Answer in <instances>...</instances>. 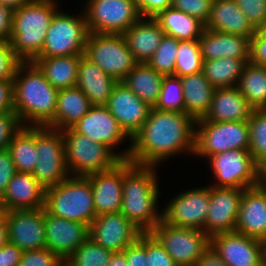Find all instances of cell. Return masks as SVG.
I'll return each instance as SVG.
<instances>
[{"label":"cell","mask_w":266,"mask_h":266,"mask_svg":"<svg viewBox=\"0 0 266 266\" xmlns=\"http://www.w3.org/2000/svg\"><path fill=\"white\" fill-rule=\"evenodd\" d=\"M143 232L121 212L97 215L89 226V238L112 252H123Z\"/></svg>","instance_id":"cell-17"},{"label":"cell","mask_w":266,"mask_h":266,"mask_svg":"<svg viewBox=\"0 0 266 266\" xmlns=\"http://www.w3.org/2000/svg\"><path fill=\"white\" fill-rule=\"evenodd\" d=\"M261 172H266V162L261 166Z\"/></svg>","instance_id":"cell-61"},{"label":"cell","mask_w":266,"mask_h":266,"mask_svg":"<svg viewBox=\"0 0 266 266\" xmlns=\"http://www.w3.org/2000/svg\"><path fill=\"white\" fill-rule=\"evenodd\" d=\"M46 189L32 173L16 172L0 198L1 211L45 207Z\"/></svg>","instance_id":"cell-24"},{"label":"cell","mask_w":266,"mask_h":266,"mask_svg":"<svg viewBox=\"0 0 266 266\" xmlns=\"http://www.w3.org/2000/svg\"><path fill=\"white\" fill-rule=\"evenodd\" d=\"M108 266H128L125 254L123 252L113 253Z\"/></svg>","instance_id":"cell-58"},{"label":"cell","mask_w":266,"mask_h":266,"mask_svg":"<svg viewBox=\"0 0 266 266\" xmlns=\"http://www.w3.org/2000/svg\"><path fill=\"white\" fill-rule=\"evenodd\" d=\"M71 129L89 137L93 142L106 145L113 152L114 148L131 138L120 127L106 106H92L90 110Z\"/></svg>","instance_id":"cell-21"},{"label":"cell","mask_w":266,"mask_h":266,"mask_svg":"<svg viewBox=\"0 0 266 266\" xmlns=\"http://www.w3.org/2000/svg\"><path fill=\"white\" fill-rule=\"evenodd\" d=\"M246 63L231 57L207 60L203 61L202 72L215 89L234 87Z\"/></svg>","instance_id":"cell-36"},{"label":"cell","mask_w":266,"mask_h":266,"mask_svg":"<svg viewBox=\"0 0 266 266\" xmlns=\"http://www.w3.org/2000/svg\"><path fill=\"white\" fill-rule=\"evenodd\" d=\"M157 166L133 164L123 176L121 213L143 233L150 232L161 220L158 211L159 182Z\"/></svg>","instance_id":"cell-3"},{"label":"cell","mask_w":266,"mask_h":266,"mask_svg":"<svg viewBox=\"0 0 266 266\" xmlns=\"http://www.w3.org/2000/svg\"><path fill=\"white\" fill-rule=\"evenodd\" d=\"M84 56L118 82L138 64L123 34L90 33Z\"/></svg>","instance_id":"cell-10"},{"label":"cell","mask_w":266,"mask_h":266,"mask_svg":"<svg viewBox=\"0 0 266 266\" xmlns=\"http://www.w3.org/2000/svg\"><path fill=\"white\" fill-rule=\"evenodd\" d=\"M70 15L56 11L46 32L43 48L37 57L84 55L90 34L84 12Z\"/></svg>","instance_id":"cell-8"},{"label":"cell","mask_w":266,"mask_h":266,"mask_svg":"<svg viewBox=\"0 0 266 266\" xmlns=\"http://www.w3.org/2000/svg\"><path fill=\"white\" fill-rule=\"evenodd\" d=\"M134 163L121 160L111 170L88 175L96 215L120 212L123 197V176Z\"/></svg>","instance_id":"cell-19"},{"label":"cell","mask_w":266,"mask_h":266,"mask_svg":"<svg viewBox=\"0 0 266 266\" xmlns=\"http://www.w3.org/2000/svg\"><path fill=\"white\" fill-rule=\"evenodd\" d=\"M210 246L228 266H266V243L236 231L212 236Z\"/></svg>","instance_id":"cell-15"},{"label":"cell","mask_w":266,"mask_h":266,"mask_svg":"<svg viewBox=\"0 0 266 266\" xmlns=\"http://www.w3.org/2000/svg\"><path fill=\"white\" fill-rule=\"evenodd\" d=\"M118 81L106 74L98 65L84 55L78 67V87L92 106H105Z\"/></svg>","instance_id":"cell-28"},{"label":"cell","mask_w":266,"mask_h":266,"mask_svg":"<svg viewBox=\"0 0 266 266\" xmlns=\"http://www.w3.org/2000/svg\"><path fill=\"white\" fill-rule=\"evenodd\" d=\"M164 35L153 17H141L123 33L128 48L138 63H147L152 58Z\"/></svg>","instance_id":"cell-27"},{"label":"cell","mask_w":266,"mask_h":266,"mask_svg":"<svg viewBox=\"0 0 266 266\" xmlns=\"http://www.w3.org/2000/svg\"><path fill=\"white\" fill-rule=\"evenodd\" d=\"M261 184L266 188V172H261Z\"/></svg>","instance_id":"cell-60"},{"label":"cell","mask_w":266,"mask_h":266,"mask_svg":"<svg viewBox=\"0 0 266 266\" xmlns=\"http://www.w3.org/2000/svg\"><path fill=\"white\" fill-rule=\"evenodd\" d=\"M142 17H155L171 7V0H134Z\"/></svg>","instance_id":"cell-52"},{"label":"cell","mask_w":266,"mask_h":266,"mask_svg":"<svg viewBox=\"0 0 266 266\" xmlns=\"http://www.w3.org/2000/svg\"><path fill=\"white\" fill-rule=\"evenodd\" d=\"M249 151L254 160L262 166L266 162V112L253 110L249 120Z\"/></svg>","instance_id":"cell-41"},{"label":"cell","mask_w":266,"mask_h":266,"mask_svg":"<svg viewBox=\"0 0 266 266\" xmlns=\"http://www.w3.org/2000/svg\"><path fill=\"white\" fill-rule=\"evenodd\" d=\"M179 40L164 35L160 45L147 64L164 76L174 75Z\"/></svg>","instance_id":"cell-42"},{"label":"cell","mask_w":266,"mask_h":266,"mask_svg":"<svg viewBox=\"0 0 266 266\" xmlns=\"http://www.w3.org/2000/svg\"><path fill=\"white\" fill-rule=\"evenodd\" d=\"M8 242L7 222L4 212H0V248Z\"/></svg>","instance_id":"cell-57"},{"label":"cell","mask_w":266,"mask_h":266,"mask_svg":"<svg viewBox=\"0 0 266 266\" xmlns=\"http://www.w3.org/2000/svg\"><path fill=\"white\" fill-rule=\"evenodd\" d=\"M16 172L32 173L38 161L36 127L21 126L8 145Z\"/></svg>","instance_id":"cell-35"},{"label":"cell","mask_w":266,"mask_h":266,"mask_svg":"<svg viewBox=\"0 0 266 266\" xmlns=\"http://www.w3.org/2000/svg\"><path fill=\"white\" fill-rule=\"evenodd\" d=\"M65 144V161L73 176H88L111 170L121 160H128L131 144L121 152H113L106 145L93 142L89 137L71 128L61 131Z\"/></svg>","instance_id":"cell-5"},{"label":"cell","mask_w":266,"mask_h":266,"mask_svg":"<svg viewBox=\"0 0 266 266\" xmlns=\"http://www.w3.org/2000/svg\"><path fill=\"white\" fill-rule=\"evenodd\" d=\"M214 0H171V7L206 22L210 18Z\"/></svg>","instance_id":"cell-45"},{"label":"cell","mask_w":266,"mask_h":266,"mask_svg":"<svg viewBox=\"0 0 266 266\" xmlns=\"http://www.w3.org/2000/svg\"><path fill=\"white\" fill-rule=\"evenodd\" d=\"M210 206V185L180 192L162 209V219L172 226L205 232Z\"/></svg>","instance_id":"cell-14"},{"label":"cell","mask_w":266,"mask_h":266,"mask_svg":"<svg viewBox=\"0 0 266 266\" xmlns=\"http://www.w3.org/2000/svg\"><path fill=\"white\" fill-rule=\"evenodd\" d=\"M195 266H228L210 246L196 261Z\"/></svg>","instance_id":"cell-56"},{"label":"cell","mask_w":266,"mask_h":266,"mask_svg":"<svg viewBox=\"0 0 266 266\" xmlns=\"http://www.w3.org/2000/svg\"><path fill=\"white\" fill-rule=\"evenodd\" d=\"M253 110L237 86L220 88L214 90L208 112L196 121H248Z\"/></svg>","instance_id":"cell-26"},{"label":"cell","mask_w":266,"mask_h":266,"mask_svg":"<svg viewBox=\"0 0 266 266\" xmlns=\"http://www.w3.org/2000/svg\"><path fill=\"white\" fill-rule=\"evenodd\" d=\"M146 256V266H177L150 232H146Z\"/></svg>","instance_id":"cell-46"},{"label":"cell","mask_w":266,"mask_h":266,"mask_svg":"<svg viewBox=\"0 0 266 266\" xmlns=\"http://www.w3.org/2000/svg\"><path fill=\"white\" fill-rule=\"evenodd\" d=\"M195 127L196 120L186 113L151 108L143 127L131 139L128 160L158 166L182 153L193 155Z\"/></svg>","instance_id":"cell-1"},{"label":"cell","mask_w":266,"mask_h":266,"mask_svg":"<svg viewBox=\"0 0 266 266\" xmlns=\"http://www.w3.org/2000/svg\"><path fill=\"white\" fill-rule=\"evenodd\" d=\"M164 75L151 68L147 63H138L123 80L149 107L154 108L161 91Z\"/></svg>","instance_id":"cell-34"},{"label":"cell","mask_w":266,"mask_h":266,"mask_svg":"<svg viewBox=\"0 0 266 266\" xmlns=\"http://www.w3.org/2000/svg\"><path fill=\"white\" fill-rule=\"evenodd\" d=\"M250 62L266 67V26L250 38Z\"/></svg>","instance_id":"cell-49"},{"label":"cell","mask_w":266,"mask_h":266,"mask_svg":"<svg viewBox=\"0 0 266 266\" xmlns=\"http://www.w3.org/2000/svg\"><path fill=\"white\" fill-rule=\"evenodd\" d=\"M156 109L185 113L184 93L180 77L164 76Z\"/></svg>","instance_id":"cell-40"},{"label":"cell","mask_w":266,"mask_h":266,"mask_svg":"<svg viewBox=\"0 0 266 266\" xmlns=\"http://www.w3.org/2000/svg\"><path fill=\"white\" fill-rule=\"evenodd\" d=\"M113 253L88 238L64 264L65 266H108Z\"/></svg>","instance_id":"cell-39"},{"label":"cell","mask_w":266,"mask_h":266,"mask_svg":"<svg viewBox=\"0 0 266 266\" xmlns=\"http://www.w3.org/2000/svg\"><path fill=\"white\" fill-rule=\"evenodd\" d=\"M90 33L123 34L142 16L134 0H86L83 8Z\"/></svg>","instance_id":"cell-11"},{"label":"cell","mask_w":266,"mask_h":266,"mask_svg":"<svg viewBox=\"0 0 266 266\" xmlns=\"http://www.w3.org/2000/svg\"><path fill=\"white\" fill-rule=\"evenodd\" d=\"M165 35L179 41L199 40L205 30V23L199 18L169 7L153 17Z\"/></svg>","instance_id":"cell-32"},{"label":"cell","mask_w":266,"mask_h":266,"mask_svg":"<svg viewBox=\"0 0 266 266\" xmlns=\"http://www.w3.org/2000/svg\"><path fill=\"white\" fill-rule=\"evenodd\" d=\"M208 162L216 180L211 186L246 189L261 184V166L249 150L220 152L210 156Z\"/></svg>","instance_id":"cell-9"},{"label":"cell","mask_w":266,"mask_h":266,"mask_svg":"<svg viewBox=\"0 0 266 266\" xmlns=\"http://www.w3.org/2000/svg\"><path fill=\"white\" fill-rule=\"evenodd\" d=\"M255 30L266 26V0H235Z\"/></svg>","instance_id":"cell-44"},{"label":"cell","mask_w":266,"mask_h":266,"mask_svg":"<svg viewBox=\"0 0 266 266\" xmlns=\"http://www.w3.org/2000/svg\"><path fill=\"white\" fill-rule=\"evenodd\" d=\"M237 88L254 110L266 107V67L247 62Z\"/></svg>","instance_id":"cell-37"},{"label":"cell","mask_w":266,"mask_h":266,"mask_svg":"<svg viewBox=\"0 0 266 266\" xmlns=\"http://www.w3.org/2000/svg\"><path fill=\"white\" fill-rule=\"evenodd\" d=\"M38 161L32 175L45 188L57 185L70 174L65 161L62 132L50 127H36Z\"/></svg>","instance_id":"cell-13"},{"label":"cell","mask_w":266,"mask_h":266,"mask_svg":"<svg viewBox=\"0 0 266 266\" xmlns=\"http://www.w3.org/2000/svg\"><path fill=\"white\" fill-rule=\"evenodd\" d=\"M203 59L200 52L199 40L179 41L176 55L174 75L183 77L202 71Z\"/></svg>","instance_id":"cell-38"},{"label":"cell","mask_w":266,"mask_h":266,"mask_svg":"<svg viewBox=\"0 0 266 266\" xmlns=\"http://www.w3.org/2000/svg\"><path fill=\"white\" fill-rule=\"evenodd\" d=\"M8 242L22 251L46 248L45 208L3 211Z\"/></svg>","instance_id":"cell-16"},{"label":"cell","mask_w":266,"mask_h":266,"mask_svg":"<svg viewBox=\"0 0 266 266\" xmlns=\"http://www.w3.org/2000/svg\"><path fill=\"white\" fill-rule=\"evenodd\" d=\"M205 28L221 33L242 35L249 39L256 31L235 0H214Z\"/></svg>","instance_id":"cell-29"},{"label":"cell","mask_w":266,"mask_h":266,"mask_svg":"<svg viewBox=\"0 0 266 266\" xmlns=\"http://www.w3.org/2000/svg\"><path fill=\"white\" fill-rule=\"evenodd\" d=\"M248 121H196L193 156L209 158L228 150H249Z\"/></svg>","instance_id":"cell-7"},{"label":"cell","mask_w":266,"mask_h":266,"mask_svg":"<svg viewBox=\"0 0 266 266\" xmlns=\"http://www.w3.org/2000/svg\"><path fill=\"white\" fill-rule=\"evenodd\" d=\"M13 11L0 4V39L9 41L12 31Z\"/></svg>","instance_id":"cell-55"},{"label":"cell","mask_w":266,"mask_h":266,"mask_svg":"<svg viewBox=\"0 0 266 266\" xmlns=\"http://www.w3.org/2000/svg\"><path fill=\"white\" fill-rule=\"evenodd\" d=\"M177 266H195L210 247V237L196 229L172 226L163 219L150 231Z\"/></svg>","instance_id":"cell-12"},{"label":"cell","mask_w":266,"mask_h":266,"mask_svg":"<svg viewBox=\"0 0 266 266\" xmlns=\"http://www.w3.org/2000/svg\"><path fill=\"white\" fill-rule=\"evenodd\" d=\"M44 208L54 216L90 226L97 216L90 180L87 176L69 175L47 188Z\"/></svg>","instance_id":"cell-6"},{"label":"cell","mask_w":266,"mask_h":266,"mask_svg":"<svg viewBox=\"0 0 266 266\" xmlns=\"http://www.w3.org/2000/svg\"><path fill=\"white\" fill-rule=\"evenodd\" d=\"M14 112L22 126L45 127L55 117L58 91L33 62H21L15 71Z\"/></svg>","instance_id":"cell-2"},{"label":"cell","mask_w":266,"mask_h":266,"mask_svg":"<svg viewBox=\"0 0 266 266\" xmlns=\"http://www.w3.org/2000/svg\"><path fill=\"white\" fill-rule=\"evenodd\" d=\"M82 56L36 57L32 62L55 89L61 90L76 86Z\"/></svg>","instance_id":"cell-31"},{"label":"cell","mask_w":266,"mask_h":266,"mask_svg":"<svg viewBox=\"0 0 266 266\" xmlns=\"http://www.w3.org/2000/svg\"><path fill=\"white\" fill-rule=\"evenodd\" d=\"M199 46L203 61L231 57L250 62V39L242 35L205 28Z\"/></svg>","instance_id":"cell-25"},{"label":"cell","mask_w":266,"mask_h":266,"mask_svg":"<svg viewBox=\"0 0 266 266\" xmlns=\"http://www.w3.org/2000/svg\"><path fill=\"white\" fill-rule=\"evenodd\" d=\"M234 231L266 243V188L262 184L243 190Z\"/></svg>","instance_id":"cell-23"},{"label":"cell","mask_w":266,"mask_h":266,"mask_svg":"<svg viewBox=\"0 0 266 266\" xmlns=\"http://www.w3.org/2000/svg\"><path fill=\"white\" fill-rule=\"evenodd\" d=\"M21 61L17 58L7 40L0 39V81L13 80L17 66Z\"/></svg>","instance_id":"cell-47"},{"label":"cell","mask_w":266,"mask_h":266,"mask_svg":"<svg viewBox=\"0 0 266 266\" xmlns=\"http://www.w3.org/2000/svg\"><path fill=\"white\" fill-rule=\"evenodd\" d=\"M21 126L15 112L0 113V150L8 148L13 135Z\"/></svg>","instance_id":"cell-48"},{"label":"cell","mask_w":266,"mask_h":266,"mask_svg":"<svg viewBox=\"0 0 266 266\" xmlns=\"http://www.w3.org/2000/svg\"><path fill=\"white\" fill-rule=\"evenodd\" d=\"M30 1L31 0H0V4L15 11Z\"/></svg>","instance_id":"cell-59"},{"label":"cell","mask_w":266,"mask_h":266,"mask_svg":"<svg viewBox=\"0 0 266 266\" xmlns=\"http://www.w3.org/2000/svg\"><path fill=\"white\" fill-rule=\"evenodd\" d=\"M22 253L15 244L5 243L0 248V266H19Z\"/></svg>","instance_id":"cell-54"},{"label":"cell","mask_w":266,"mask_h":266,"mask_svg":"<svg viewBox=\"0 0 266 266\" xmlns=\"http://www.w3.org/2000/svg\"><path fill=\"white\" fill-rule=\"evenodd\" d=\"M64 261L47 247L23 251L19 266H63Z\"/></svg>","instance_id":"cell-43"},{"label":"cell","mask_w":266,"mask_h":266,"mask_svg":"<svg viewBox=\"0 0 266 266\" xmlns=\"http://www.w3.org/2000/svg\"><path fill=\"white\" fill-rule=\"evenodd\" d=\"M16 173V168L8 149L0 150V198L7 189L8 183Z\"/></svg>","instance_id":"cell-51"},{"label":"cell","mask_w":266,"mask_h":266,"mask_svg":"<svg viewBox=\"0 0 266 266\" xmlns=\"http://www.w3.org/2000/svg\"><path fill=\"white\" fill-rule=\"evenodd\" d=\"M14 112L13 80L0 81V113Z\"/></svg>","instance_id":"cell-53"},{"label":"cell","mask_w":266,"mask_h":266,"mask_svg":"<svg viewBox=\"0 0 266 266\" xmlns=\"http://www.w3.org/2000/svg\"><path fill=\"white\" fill-rule=\"evenodd\" d=\"M91 107L89 99L78 87L61 89L58 91L54 120L47 127L60 131L71 128Z\"/></svg>","instance_id":"cell-30"},{"label":"cell","mask_w":266,"mask_h":266,"mask_svg":"<svg viewBox=\"0 0 266 266\" xmlns=\"http://www.w3.org/2000/svg\"><path fill=\"white\" fill-rule=\"evenodd\" d=\"M56 0H31L12 15L10 47L21 62H32L41 52L46 32L59 9Z\"/></svg>","instance_id":"cell-4"},{"label":"cell","mask_w":266,"mask_h":266,"mask_svg":"<svg viewBox=\"0 0 266 266\" xmlns=\"http://www.w3.org/2000/svg\"><path fill=\"white\" fill-rule=\"evenodd\" d=\"M123 253L127 259L128 266H146V233H142Z\"/></svg>","instance_id":"cell-50"},{"label":"cell","mask_w":266,"mask_h":266,"mask_svg":"<svg viewBox=\"0 0 266 266\" xmlns=\"http://www.w3.org/2000/svg\"><path fill=\"white\" fill-rule=\"evenodd\" d=\"M105 106L131 139L143 127L151 109L123 81L114 86Z\"/></svg>","instance_id":"cell-20"},{"label":"cell","mask_w":266,"mask_h":266,"mask_svg":"<svg viewBox=\"0 0 266 266\" xmlns=\"http://www.w3.org/2000/svg\"><path fill=\"white\" fill-rule=\"evenodd\" d=\"M243 190L210 185V206L205 221V233L210 238L235 230Z\"/></svg>","instance_id":"cell-18"},{"label":"cell","mask_w":266,"mask_h":266,"mask_svg":"<svg viewBox=\"0 0 266 266\" xmlns=\"http://www.w3.org/2000/svg\"><path fill=\"white\" fill-rule=\"evenodd\" d=\"M184 93L185 113L195 120L208 112L215 88L203 72L180 77Z\"/></svg>","instance_id":"cell-33"},{"label":"cell","mask_w":266,"mask_h":266,"mask_svg":"<svg viewBox=\"0 0 266 266\" xmlns=\"http://www.w3.org/2000/svg\"><path fill=\"white\" fill-rule=\"evenodd\" d=\"M46 247L64 262L89 238V226L50 214L45 209Z\"/></svg>","instance_id":"cell-22"}]
</instances>
